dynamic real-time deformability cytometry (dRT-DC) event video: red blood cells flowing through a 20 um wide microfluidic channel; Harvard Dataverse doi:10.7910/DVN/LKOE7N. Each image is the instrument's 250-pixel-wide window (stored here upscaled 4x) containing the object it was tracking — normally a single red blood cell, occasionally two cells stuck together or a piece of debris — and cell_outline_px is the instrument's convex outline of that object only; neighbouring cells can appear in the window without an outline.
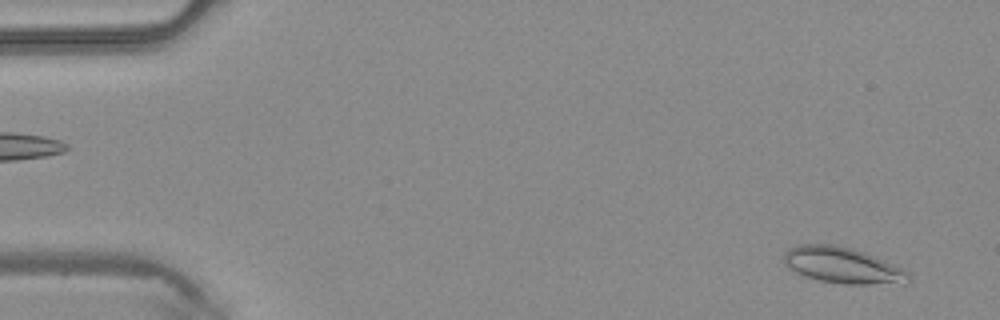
{"species": "common noctule bat (a hibernating species)", "species_latin": "Nyctalus noctula", "temperature_condition": "warm", "stored_images_in_passage": 46, "camera_frame_rate_fps": 3000, "um_per_image_px": 0.085, "animal": {"sex": "male", "body_mass_g": 20.4}, "frame": {"image": 1, "passage_image": 3, "time_ms": 0.667, "image_size_px": [1000, 320], "cell_outline_px": [[912, 280], [904, 284], [844, 284], [816, 280], [804, 276], [788, 268], [784, 264], [784, 252], [788, 248], [796, 244], [836, 244], [852, 248], [864, 252], [884, 260], [908, 272]], "centroid_in_image_um": [71.59, 22.55], "position_along_channel_um": 13.4, "area_um2": 26.53}}
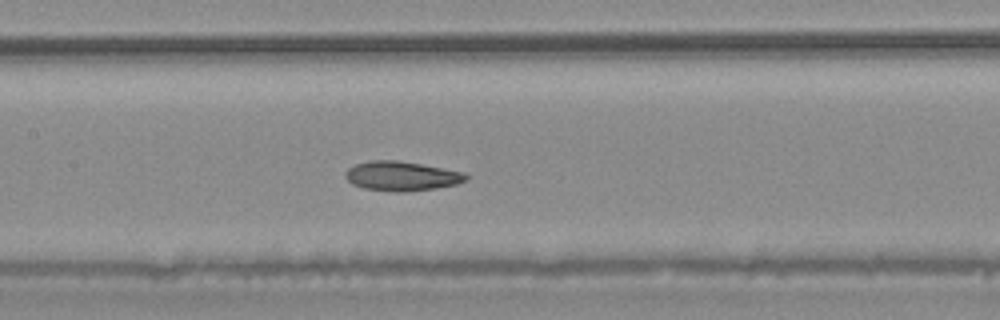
{"frame": {"image": 2, "passage_image": 22, "time_ms": 7.0, "image_size_px": [1000, 320], "cell_outline_px": [[468, 180], [456, 184], [436, 188], [404, 192], [396, 192], [364, 188], [352, 184], [344, 176], [348, 168], [356, 164], [368, 160], [396, 160], [420, 164], [464, 172], [468, 176]], "centroid_in_image_um": [34.13, 14.96], "position_along_channel_um": 173.3, "area_um2": 20.63}}
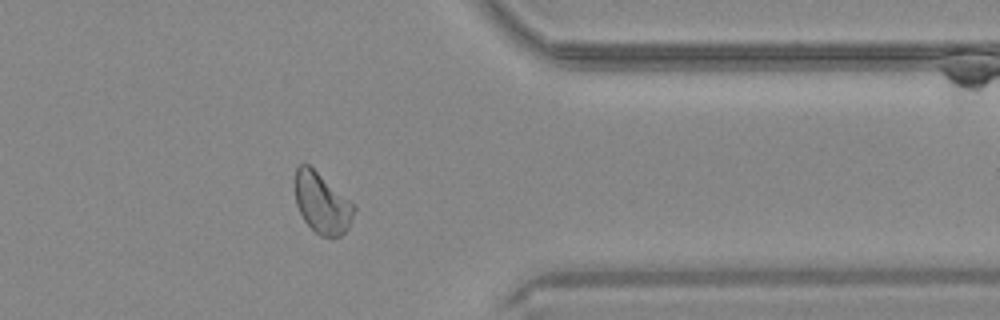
{"frame": {"image": 3, "passage_image": 37, "time_ms": 12.0, "image_size_px": [1000, 320], "cell_outline_px": [[356, 208], [348, 228], [340, 236], [332, 240], [320, 236], [304, 220], [296, 204], [296, 168], [300, 164], [308, 164], [356, 204]], "centroid_in_image_um": [27.41, 17.3], "position_along_channel_um": 384.0, "area_um2": 20.92}}